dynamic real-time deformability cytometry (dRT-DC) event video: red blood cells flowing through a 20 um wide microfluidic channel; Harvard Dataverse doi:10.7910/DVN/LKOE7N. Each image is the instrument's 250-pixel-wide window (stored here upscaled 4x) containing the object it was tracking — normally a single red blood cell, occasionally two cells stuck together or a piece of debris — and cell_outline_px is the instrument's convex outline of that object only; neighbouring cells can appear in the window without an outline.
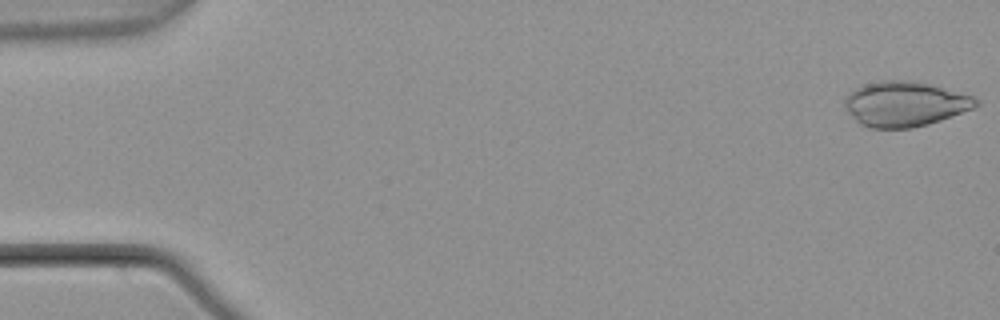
{"species": "common noctule bat (a hibernating species)", "species_latin": "Nyctalus noctula", "temperature_condition": "warm", "stored_images_in_passage": 54, "segment_of_instrument_passage": [1, 3], "camera_frame_rate_fps": 3000, "um_per_image_px": 0.085, "animal": {"sex": "male", "body_mass_g": 21.5, "forearm_length_mm": 52.0}, "frame": {"image": 1, "passage_image": 1, "time_ms": 0.0, "image_size_px": [1000, 320], "cell_outline_px": [[980, 104], [972, 108], [940, 120], [928, 124], [912, 128], [868, 128], [860, 124], [844, 108], [844, 96], [848, 92], [864, 84], [880, 80], [908, 80], [928, 84], [972, 96], [980, 100]], "centroid_in_image_um": [76.85, 8.84], "position_along_channel_um": 8.1, "area_um2": 34.33}}